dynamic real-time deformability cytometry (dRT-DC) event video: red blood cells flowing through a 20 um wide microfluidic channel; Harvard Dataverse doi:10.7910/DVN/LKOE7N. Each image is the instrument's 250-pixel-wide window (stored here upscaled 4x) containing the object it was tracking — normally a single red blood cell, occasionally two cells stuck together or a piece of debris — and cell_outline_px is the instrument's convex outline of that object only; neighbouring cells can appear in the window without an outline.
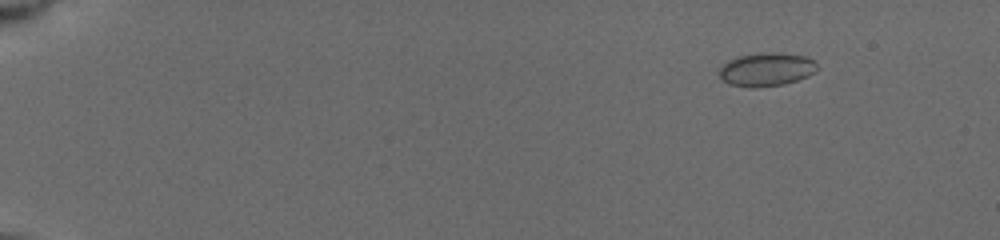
{"species": "common noctule bat (a hibernating species)", "species_latin": "Nyctalus noctula", "temperature_condition": "cold", "stored_images_in_passage": 22, "camera_frame_rate_fps": 3000, "um_per_image_px": 0.085, "animal": {"sex": "female", "body_mass_g": 19.5, "forearm_length_mm": 54.1}, "frame": {"image": 1, "passage_image": 2, "time_ms": 0.667, "image_size_px": [1000, 240], "cell_outline_px": [[816, 72], [808, 76], [784, 84], [728, 84], [720, 76], [720, 68], [728, 60], [740, 56], [760, 52], [784, 52], [804, 56], [812, 60], [816, 64]], "centroid_in_image_um": [65.2, 5.83], "position_along_channel_um": 19.8, "area_um2": 18.26}}
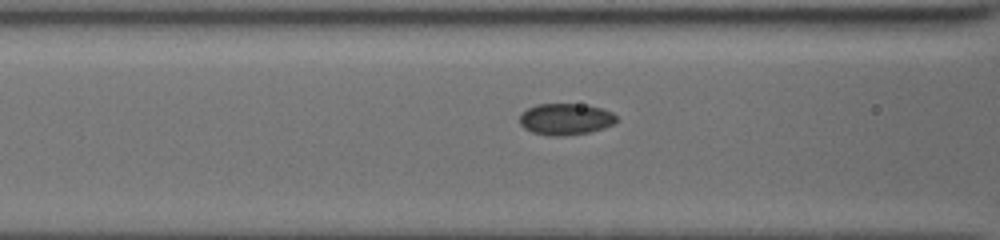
{"frame": {"image": 2, "passage_image": 16, "time_ms": 6.667, "image_size_px": [1000, 240], "cell_outline_px": [[616, 120], [612, 124], [604, 128], [588, 132], [552, 136], [532, 132], [524, 128], [520, 124], [520, 112], [536, 104], [580, 104], [600, 108], [612, 112], [616, 116]], "centroid_in_image_um": [48.03, 10.11], "position_along_channel_um": 118.6, "area_um2": 17.51}}
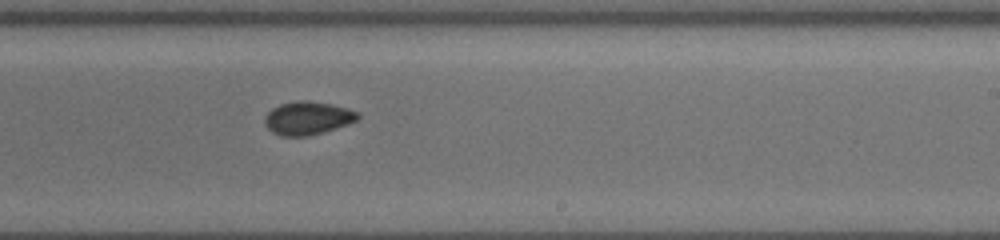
{"frame": {"image": 3, "passage_image": 22, "time_ms": 10.333, "image_size_px": [1000, 240], "cell_outline_px": [[360, 116], [356, 120], [348, 124], [324, 132], [308, 136], [280, 136], [272, 132], [264, 124], [264, 120], [268, 112], [272, 108], [280, 104], [332, 104], [348, 108], [360, 112]], "centroid_in_image_um": [26.17, 10.1], "position_along_channel_um": 262.8, "area_um2": 17.28}}